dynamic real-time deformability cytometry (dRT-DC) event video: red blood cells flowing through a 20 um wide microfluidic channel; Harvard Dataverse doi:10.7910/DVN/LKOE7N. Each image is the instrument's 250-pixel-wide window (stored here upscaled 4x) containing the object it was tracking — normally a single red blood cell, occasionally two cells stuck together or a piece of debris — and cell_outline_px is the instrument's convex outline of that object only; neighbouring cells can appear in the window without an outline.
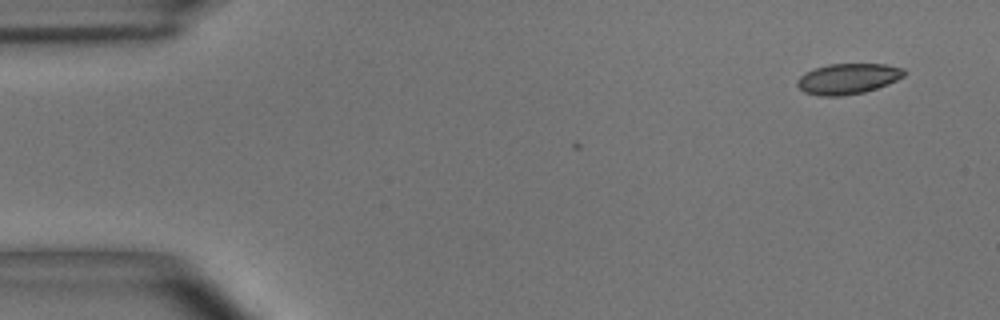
{"species": "common noctule bat (a hibernating species)", "species_latin": "Nyctalus noctula", "temperature_condition": "room temperature", "stored_images_in_passage": 7, "camera_frame_rate_fps": 3000, "um_per_image_px": 0.085, "animal": {"sex": "male", "body_mass_g": 15.6}, "frame": {"image": 1, "passage_image": 7, "time_ms": 2.0, "image_size_px": [1000, 320], "cell_outline_px": [[908, 72], [904, 76], [888, 84], [864, 92], [840, 96], [820, 96], [804, 92], [796, 84], [796, 80], [800, 76], [816, 68], [828, 64], [884, 64], [904, 68]], "centroid_in_image_um": [72.09, 6.69], "position_along_channel_um": 12.9, "area_um2": 19.02}}